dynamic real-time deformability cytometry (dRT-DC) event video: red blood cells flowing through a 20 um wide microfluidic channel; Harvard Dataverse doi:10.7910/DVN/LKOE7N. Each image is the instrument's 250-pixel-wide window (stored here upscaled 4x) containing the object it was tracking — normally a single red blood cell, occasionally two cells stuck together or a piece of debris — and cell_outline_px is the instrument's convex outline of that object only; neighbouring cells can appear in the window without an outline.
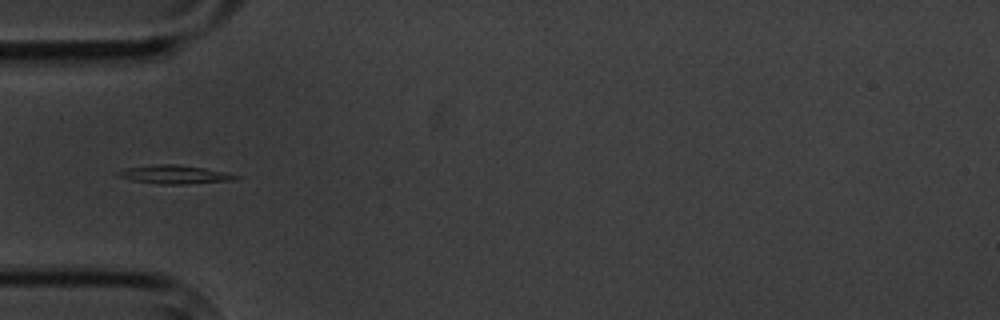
{"species": "common noctule bat (a hibernating species)", "species_latin": "Nyctalus noctula", "temperature_condition": "cold", "stored_images_in_passage": 11, "camera_frame_rate_fps": 3000, "um_per_image_px": 0.085, "animal": {"sex": "male", "body_mass_g": 20.1, "forearm_length_mm": 53.5}, "frame": {"image": 1, "passage_image": 5, "time_ms": 5.667, "image_size_px": [1000, 320], "cell_outline_px": [[244, 176], [236, 180], [188, 184], [160, 184], [132, 180], [116, 176], [112, 172], [124, 168], [152, 164], [176, 164], [204, 168], [228, 172]], "centroid_in_image_um": [14.84, 14.82], "position_along_channel_um": 70.2, "area_um2": 13.12}}
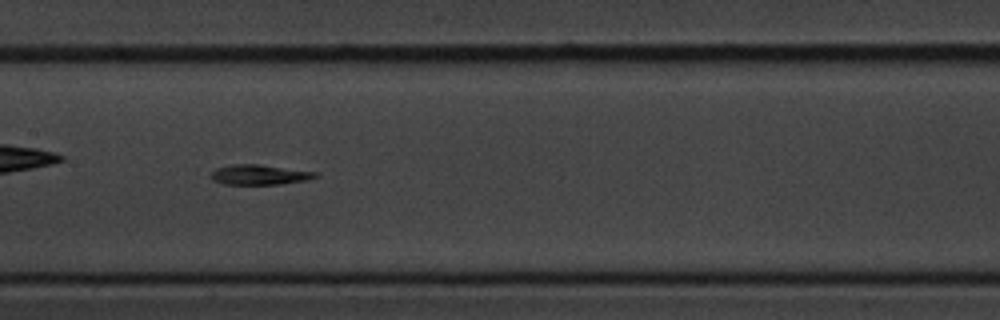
{"frame": {"image": 2, "passage_image": 8, "time_ms": 9.0, "image_size_px": [1000, 320], "cell_outline_px": [[320, 176], [308, 180], [280, 184], [224, 184], [212, 180], [208, 176], [216, 168], [236, 164], [256, 164], [316, 172]], "centroid_in_image_um": [22.04, 14.86], "position_along_channel_um": 185.4, "area_um2": 12.14}}
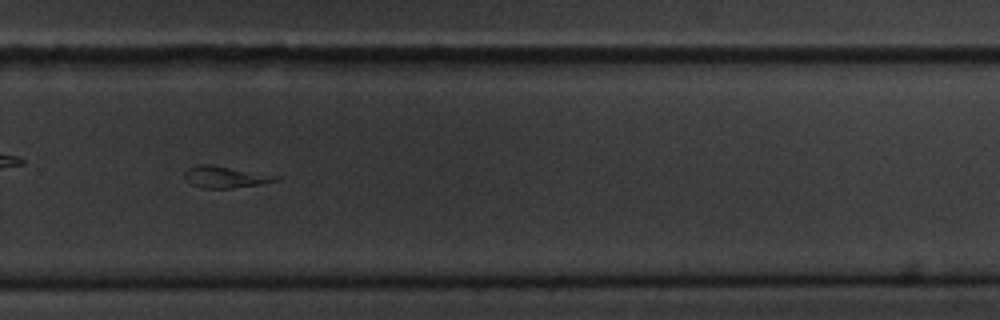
{"frame": {"image": 3, "passage_image": 11, "time_ms": 12.667, "image_size_px": [1000, 320], "cell_outline_px": [[280, 180], [260, 184], [228, 188], [204, 188], [192, 184], [184, 176], [184, 172], [188, 168], [200, 164], [212, 164], [280, 176]], "centroid_in_image_um": [19.16, 15.03], "position_along_channel_um": 310.6, "area_um2": 11.39}}